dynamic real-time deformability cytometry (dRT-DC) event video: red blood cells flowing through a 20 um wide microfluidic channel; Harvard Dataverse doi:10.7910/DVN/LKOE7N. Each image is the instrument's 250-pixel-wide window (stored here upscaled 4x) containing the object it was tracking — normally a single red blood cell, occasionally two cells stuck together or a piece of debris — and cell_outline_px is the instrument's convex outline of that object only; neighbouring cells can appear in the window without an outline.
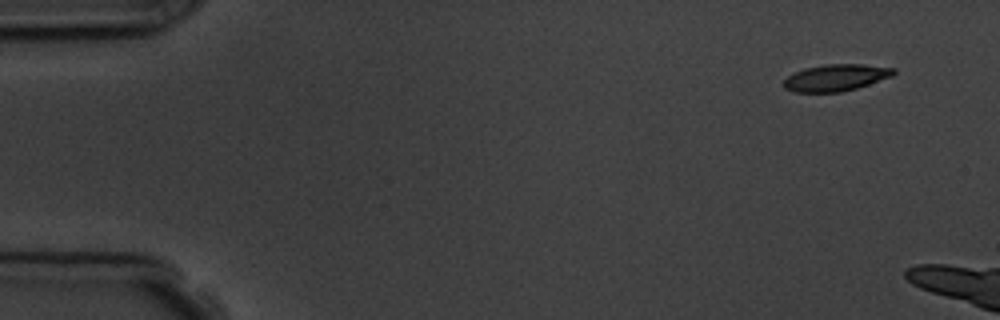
{"species": "common noctule bat (a hibernating species)", "species_latin": "Nyctalus noctula", "temperature_condition": "room temperature", "stored_images_in_passage": 3, "camera_frame_rate_fps": 3000, "um_per_image_px": 0.085, "animal": {"sex": "male", "body_mass_g": 19.5, "forearm_length_mm": 54.6}, "frame": {"image": 1, "passage_image": 1, "time_ms": 0.0, "image_size_px": [1000, 320], "cell_outline_px": [[896, 72], [892, 76], [856, 88], [840, 92], [792, 92], [784, 88], [784, 80], [788, 76], [804, 68], [824, 64], [864, 64], [896, 68]], "centroid_in_image_um": [71.05, 6.59], "position_along_channel_um": 14.0, "area_um2": 17.11}}